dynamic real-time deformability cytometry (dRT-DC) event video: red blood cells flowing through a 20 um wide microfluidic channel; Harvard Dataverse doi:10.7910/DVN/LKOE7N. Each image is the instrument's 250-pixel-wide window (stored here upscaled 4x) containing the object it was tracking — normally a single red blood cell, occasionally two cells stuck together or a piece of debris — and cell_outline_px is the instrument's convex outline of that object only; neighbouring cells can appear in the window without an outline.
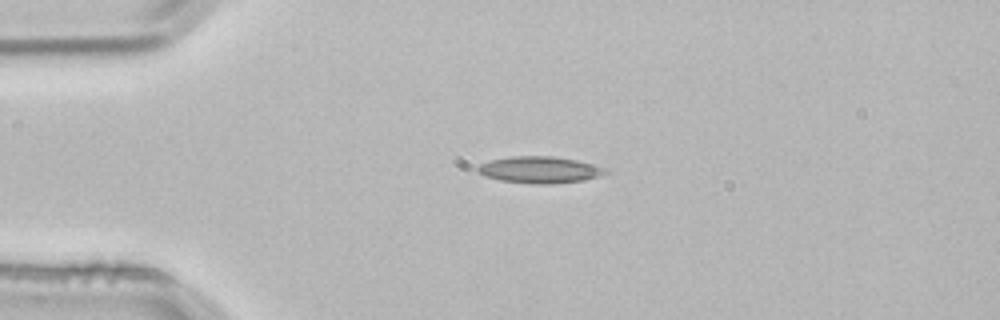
{"species": "common noctule bat (a hibernating species)", "species_latin": "Nyctalus noctula", "temperature_condition": "room temperature", "stored_images_in_passage": 3, "camera_frame_rate_fps": 3000, "um_per_image_px": 0.085, "animal": {"sex": "male", "body_mass_g": 21.5, "forearm_length_mm": 52.0}, "frame": {"image": 1, "passage_image": 2, "time_ms": 0.333, "image_size_px": [1000, 320], "cell_outline_px": [[608, 172], [600, 176], [584, 180], [552, 184], [532, 184], [500, 180], [484, 176], [476, 172], [476, 168], [480, 164], [492, 160], [512, 156], [552, 156], [576, 160], [592, 164], [604, 168]], "centroid_in_image_um": [45.84, 14.44], "position_along_channel_um": 39.2, "area_um2": 19.83}}
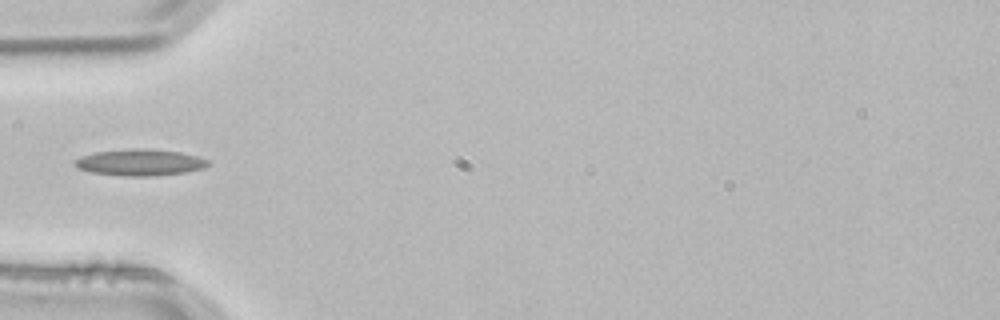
{"frame": {"image": 2, "passage_image": 3, "time_ms": 0.667, "image_size_px": [1000, 320], "cell_outline_px": [[212, 164], [204, 168], [184, 172], [152, 176], [124, 176], [92, 172], [76, 168], [72, 164], [72, 160], [80, 156], [96, 152], [132, 148], [152, 148], [180, 152], [196, 156], [208, 160]], "centroid_in_image_um": [11.87, 13.79], "position_along_channel_um": 73.1, "area_um2": 20.81}}